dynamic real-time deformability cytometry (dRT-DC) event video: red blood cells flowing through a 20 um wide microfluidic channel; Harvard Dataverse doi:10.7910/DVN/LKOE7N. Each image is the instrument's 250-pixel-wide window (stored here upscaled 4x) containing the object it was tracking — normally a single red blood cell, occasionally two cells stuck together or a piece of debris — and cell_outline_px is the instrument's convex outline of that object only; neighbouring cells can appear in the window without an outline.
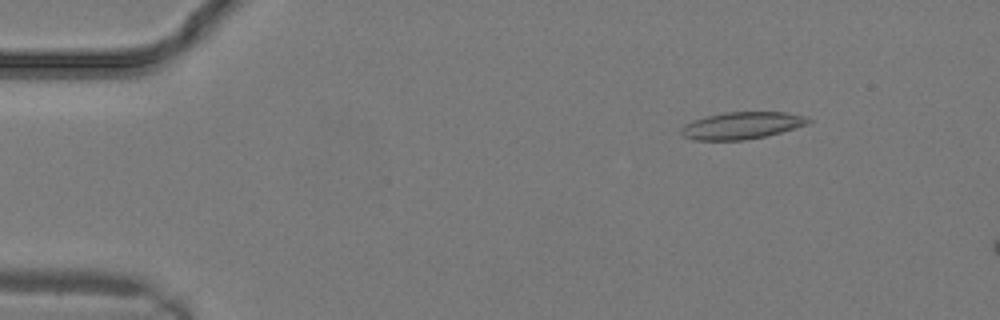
{"species": "common noctule bat (a hibernating species)", "species_latin": "Nyctalus noctula", "temperature_condition": "warm", "stored_images_in_passage": 7, "camera_frame_rate_fps": 3000, "um_per_image_px": 0.085, "animal": {"sex": "male", "body_mass_g": 19.2, "forearm_length_mm": 51.8}, "frame": {"image": 1, "passage_image": 4, "time_ms": 1.0, "image_size_px": [1000, 320], "cell_outline_px": [[812, 120], [808, 124], [780, 132], [764, 136], [744, 140], [692, 140], [684, 136], [680, 132], [680, 128], [684, 124], [692, 120], [704, 116], [724, 112], [788, 112], [808, 116]], "centroid_in_image_um": [63.03, 10.65], "position_along_channel_um": 22.0, "area_um2": 20.23}}